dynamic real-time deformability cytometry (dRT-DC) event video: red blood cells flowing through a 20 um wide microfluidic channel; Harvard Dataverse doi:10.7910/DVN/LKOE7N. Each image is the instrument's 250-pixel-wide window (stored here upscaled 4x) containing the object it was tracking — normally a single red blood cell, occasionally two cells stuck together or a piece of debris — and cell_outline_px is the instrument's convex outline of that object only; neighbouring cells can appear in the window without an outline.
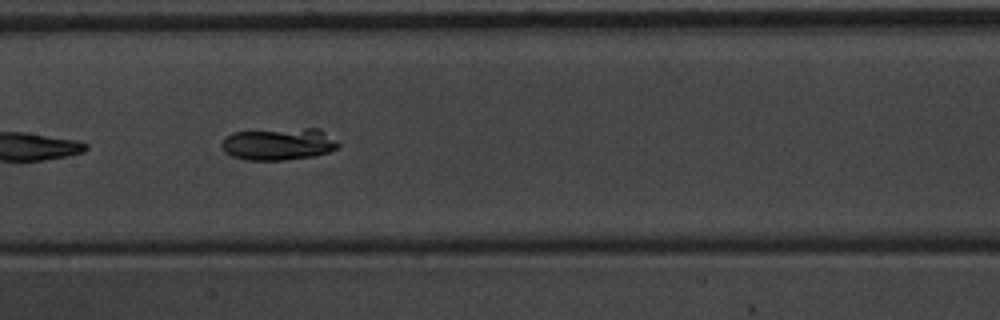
{"species": "common noctule bat (a hibernating species)", "species_latin": "Nyctalus noctula", "temperature_condition": "warm", "stored_images_in_passage": 9, "camera_frame_rate_fps": 3000, "um_per_image_px": 0.085, "animal": {"sex": "male", "body_mass_g": 20.1, "forearm_length_mm": 53.5}, "frame": {"image": 1, "passage_image": 8, "time_ms": 2.333, "image_size_px": [1000, 320], "cell_outline_px": [[340, 148], [328, 152], [312, 156], [284, 160], [248, 160], [232, 156], [224, 152], [220, 144], [232, 132], [304, 128], [320, 128], [340, 144]], "centroid_in_image_um": [23.7, 12.24], "position_along_channel_um": 183.7, "area_um2": 21.79}}